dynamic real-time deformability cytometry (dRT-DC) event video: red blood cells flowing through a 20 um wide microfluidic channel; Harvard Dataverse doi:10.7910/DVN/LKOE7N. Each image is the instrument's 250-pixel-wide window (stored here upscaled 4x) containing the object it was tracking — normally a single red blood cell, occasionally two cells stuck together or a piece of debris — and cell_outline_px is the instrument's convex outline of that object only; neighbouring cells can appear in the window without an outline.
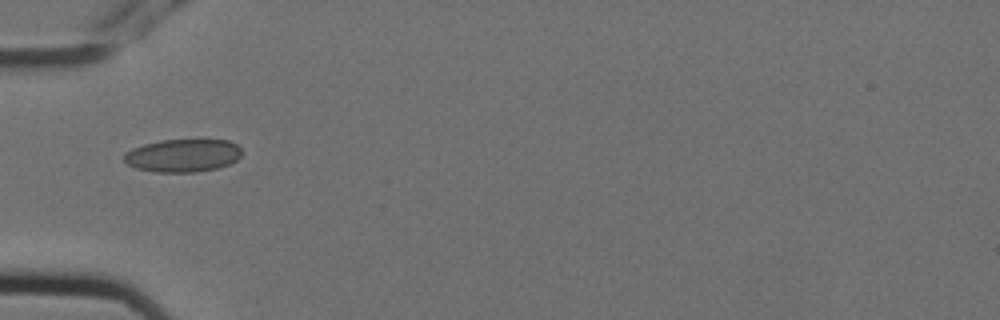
{"species": "Egyptian fruit bat (a non-hibernating species)", "species_latin": "Rousettus aegyptiacus", "temperature_condition": "cold", "stored_images_in_passage": 1, "camera_frame_rate_fps": 3000, "um_per_image_px": 0.085, "animal": {"sex": "female"}, "frame": {"image": 1, "passage_image": 1, "time_ms": 0.0, "image_size_px": [1000, 320], "cell_outline_px": [[240, 156], [236, 160], [220, 168], [196, 172], [156, 172], [136, 168], [128, 164], [124, 160], [124, 152], [132, 148], [144, 144], [160, 140], [228, 140], [236, 144], [240, 148]], "centroid_in_image_um": [15.53, 13.22], "position_along_channel_um": 69.5, "area_um2": 22.6}}